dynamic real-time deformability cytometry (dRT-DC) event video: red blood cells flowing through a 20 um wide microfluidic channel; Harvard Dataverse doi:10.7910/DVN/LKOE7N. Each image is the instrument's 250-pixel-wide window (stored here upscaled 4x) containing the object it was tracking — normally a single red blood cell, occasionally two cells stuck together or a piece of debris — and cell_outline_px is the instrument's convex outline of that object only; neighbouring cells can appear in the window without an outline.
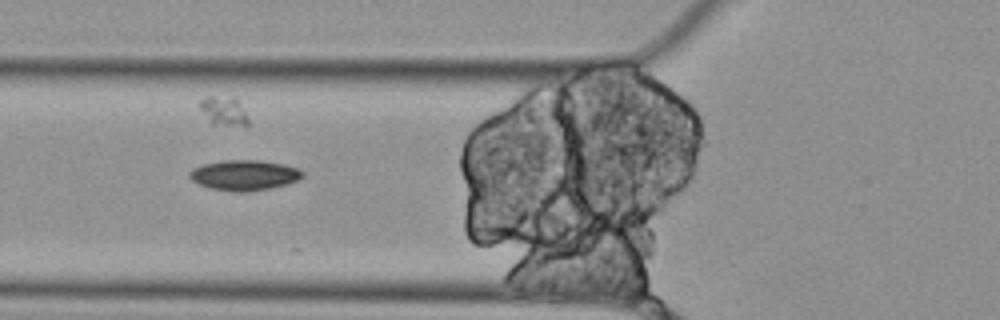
{"species": "Egyptian fruit bat (a non-hibernating species)", "species_latin": "Rousettus aegyptiacus", "temperature_condition": "cold", "stored_images_in_passage": 5, "camera_frame_rate_fps": 3000, "um_per_image_px": 0.085, "animal": {"sex": "female"}, "frame": {"image": 1, "passage_image": 4, "time_ms": 1.0, "image_size_px": [1000, 320], "cell_outline_px": [[304, 176], [288, 184], [272, 188], [248, 192], [232, 192], [208, 188], [192, 180], [188, 176], [188, 172], [192, 168], [204, 164], [224, 160], [260, 160], [284, 164], [300, 168], [304, 172]], "centroid_in_image_um": [20.78, 14.89], "position_along_channel_um": 105.0, "area_um2": 20.29}}
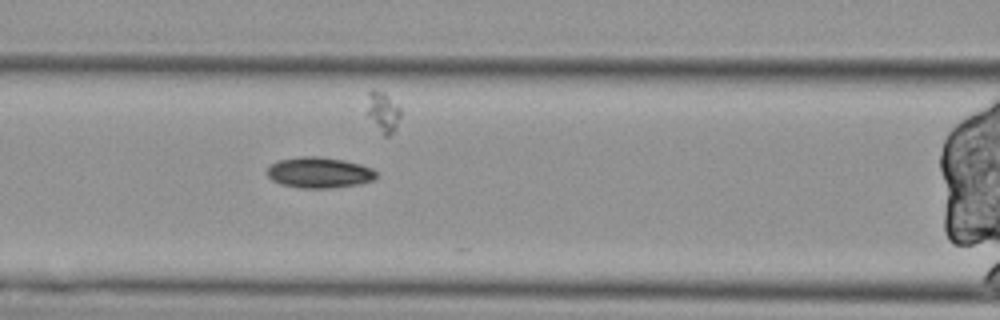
{"frame": {"image": 2, "passage_image": 5, "time_ms": 1.333, "image_size_px": [1000, 320], "cell_outline_px": [[376, 176], [372, 180], [360, 184], [332, 188], [300, 188], [280, 184], [272, 180], [268, 176], [268, 168], [276, 160], [300, 156], [320, 156], [344, 160], [360, 164], [372, 168], [376, 172]], "centroid_in_image_um": [27.12, 14.66], "position_along_channel_um": 139.5, "area_um2": 19.71}}